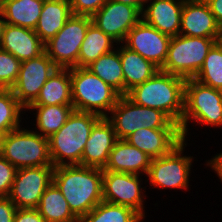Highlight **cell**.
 <instances>
[{
  "mask_svg": "<svg viewBox=\"0 0 222 222\" xmlns=\"http://www.w3.org/2000/svg\"><path fill=\"white\" fill-rule=\"evenodd\" d=\"M219 42H220L221 45H222V34H221V36L219 37Z\"/></svg>",
  "mask_w": 222,
  "mask_h": 222,
  "instance_id": "cell-43",
  "label": "cell"
},
{
  "mask_svg": "<svg viewBox=\"0 0 222 222\" xmlns=\"http://www.w3.org/2000/svg\"><path fill=\"white\" fill-rule=\"evenodd\" d=\"M72 104L70 68H57L31 105Z\"/></svg>",
  "mask_w": 222,
  "mask_h": 222,
  "instance_id": "cell-24",
  "label": "cell"
},
{
  "mask_svg": "<svg viewBox=\"0 0 222 222\" xmlns=\"http://www.w3.org/2000/svg\"><path fill=\"white\" fill-rule=\"evenodd\" d=\"M19 127L2 136L1 156L16 169L53 166L48 138L33 128Z\"/></svg>",
  "mask_w": 222,
  "mask_h": 222,
  "instance_id": "cell-6",
  "label": "cell"
},
{
  "mask_svg": "<svg viewBox=\"0 0 222 222\" xmlns=\"http://www.w3.org/2000/svg\"><path fill=\"white\" fill-rule=\"evenodd\" d=\"M113 1H117L126 5L136 7L142 13L146 0H113Z\"/></svg>",
  "mask_w": 222,
  "mask_h": 222,
  "instance_id": "cell-40",
  "label": "cell"
},
{
  "mask_svg": "<svg viewBox=\"0 0 222 222\" xmlns=\"http://www.w3.org/2000/svg\"><path fill=\"white\" fill-rule=\"evenodd\" d=\"M27 111H30V114L32 111L35 115V123H33V126H35L34 131L49 138L65 124L71 113L74 111V107L73 104L29 105L25 109V112Z\"/></svg>",
  "mask_w": 222,
  "mask_h": 222,
  "instance_id": "cell-25",
  "label": "cell"
},
{
  "mask_svg": "<svg viewBox=\"0 0 222 222\" xmlns=\"http://www.w3.org/2000/svg\"><path fill=\"white\" fill-rule=\"evenodd\" d=\"M25 108L19 103L11 89H0V135H6L24 123ZM22 123V124H21Z\"/></svg>",
  "mask_w": 222,
  "mask_h": 222,
  "instance_id": "cell-31",
  "label": "cell"
},
{
  "mask_svg": "<svg viewBox=\"0 0 222 222\" xmlns=\"http://www.w3.org/2000/svg\"><path fill=\"white\" fill-rule=\"evenodd\" d=\"M91 16L72 15L64 27L44 44L47 56L58 68L78 67V56Z\"/></svg>",
  "mask_w": 222,
  "mask_h": 222,
  "instance_id": "cell-10",
  "label": "cell"
},
{
  "mask_svg": "<svg viewBox=\"0 0 222 222\" xmlns=\"http://www.w3.org/2000/svg\"><path fill=\"white\" fill-rule=\"evenodd\" d=\"M5 24H6V22L4 20L3 13L0 9V42H1V39H2V34H3Z\"/></svg>",
  "mask_w": 222,
  "mask_h": 222,
  "instance_id": "cell-41",
  "label": "cell"
},
{
  "mask_svg": "<svg viewBox=\"0 0 222 222\" xmlns=\"http://www.w3.org/2000/svg\"><path fill=\"white\" fill-rule=\"evenodd\" d=\"M74 15L93 16L108 0H69Z\"/></svg>",
  "mask_w": 222,
  "mask_h": 222,
  "instance_id": "cell-35",
  "label": "cell"
},
{
  "mask_svg": "<svg viewBox=\"0 0 222 222\" xmlns=\"http://www.w3.org/2000/svg\"><path fill=\"white\" fill-rule=\"evenodd\" d=\"M179 34L190 37L212 38L218 42L222 34V28L204 0H185Z\"/></svg>",
  "mask_w": 222,
  "mask_h": 222,
  "instance_id": "cell-16",
  "label": "cell"
},
{
  "mask_svg": "<svg viewBox=\"0 0 222 222\" xmlns=\"http://www.w3.org/2000/svg\"><path fill=\"white\" fill-rule=\"evenodd\" d=\"M222 128V91L204 85L194 78L186 79L184 88V112L180 132L188 140L190 124Z\"/></svg>",
  "mask_w": 222,
  "mask_h": 222,
  "instance_id": "cell-4",
  "label": "cell"
},
{
  "mask_svg": "<svg viewBox=\"0 0 222 222\" xmlns=\"http://www.w3.org/2000/svg\"><path fill=\"white\" fill-rule=\"evenodd\" d=\"M117 140L113 125L106 117H101L92 127L85 144L81 166L104 169Z\"/></svg>",
  "mask_w": 222,
  "mask_h": 222,
  "instance_id": "cell-17",
  "label": "cell"
},
{
  "mask_svg": "<svg viewBox=\"0 0 222 222\" xmlns=\"http://www.w3.org/2000/svg\"><path fill=\"white\" fill-rule=\"evenodd\" d=\"M185 0H146L142 20L171 37L180 33L181 14Z\"/></svg>",
  "mask_w": 222,
  "mask_h": 222,
  "instance_id": "cell-18",
  "label": "cell"
},
{
  "mask_svg": "<svg viewBox=\"0 0 222 222\" xmlns=\"http://www.w3.org/2000/svg\"><path fill=\"white\" fill-rule=\"evenodd\" d=\"M70 76L72 104L76 111L106 117L121 96L88 68H70Z\"/></svg>",
  "mask_w": 222,
  "mask_h": 222,
  "instance_id": "cell-5",
  "label": "cell"
},
{
  "mask_svg": "<svg viewBox=\"0 0 222 222\" xmlns=\"http://www.w3.org/2000/svg\"><path fill=\"white\" fill-rule=\"evenodd\" d=\"M120 59L124 76V95L150 79L159 68L151 61L120 43Z\"/></svg>",
  "mask_w": 222,
  "mask_h": 222,
  "instance_id": "cell-23",
  "label": "cell"
},
{
  "mask_svg": "<svg viewBox=\"0 0 222 222\" xmlns=\"http://www.w3.org/2000/svg\"><path fill=\"white\" fill-rule=\"evenodd\" d=\"M0 48L21 62L38 57L45 51L44 43L34 30L11 24L4 26Z\"/></svg>",
  "mask_w": 222,
  "mask_h": 222,
  "instance_id": "cell-20",
  "label": "cell"
},
{
  "mask_svg": "<svg viewBox=\"0 0 222 222\" xmlns=\"http://www.w3.org/2000/svg\"><path fill=\"white\" fill-rule=\"evenodd\" d=\"M16 209L8 197H0V222H13Z\"/></svg>",
  "mask_w": 222,
  "mask_h": 222,
  "instance_id": "cell-37",
  "label": "cell"
},
{
  "mask_svg": "<svg viewBox=\"0 0 222 222\" xmlns=\"http://www.w3.org/2000/svg\"><path fill=\"white\" fill-rule=\"evenodd\" d=\"M211 11L215 16V19L219 26L222 28V0H204Z\"/></svg>",
  "mask_w": 222,
  "mask_h": 222,
  "instance_id": "cell-39",
  "label": "cell"
},
{
  "mask_svg": "<svg viewBox=\"0 0 222 222\" xmlns=\"http://www.w3.org/2000/svg\"><path fill=\"white\" fill-rule=\"evenodd\" d=\"M1 140H2V136L0 135V157H1Z\"/></svg>",
  "mask_w": 222,
  "mask_h": 222,
  "instance_id": "cell-42",
  "label": "cell"
},
{
  "mask_svg": "<svg viewBox=\"0 0 222 222\" xmlns=\"http://www.w3.org/2000/svg\"><path fill=\"white\" fill-rule=\"evenodd\" d=\"M125 140L155 159L168 154L183 138L180 129L141 128Z\"/></svg>",
  "mask_w": 222,
  "mask_h": 222,
  "instance_id": "cell-19",
  "label": "cell"
},
{
  "mask_svg": "<svg viewBox=\"0 0 222 222\" xmlns=\"http://www.w3.org/2000/svg\"><path fill=\"white\" fill-rule=\"evenodd\" d=\"M79 222H144V218L128 206L101 201Z\"/></svg>",
  "mask_w": 222,
  "mask_h": 222,
  "instance_id": "cell-30",
  "label": "cell"
},
{
  "mask_svg": "<svg viewBox=\"0 0 222 222\" xmlns=\"http://www.w3.org/2000/svg\"><path fill=\"white\" fill-rule=\"evenodd\" d=\"M101 118L92 112L74 110L65 124L48 138L54 167L81 165L82 153L92 127Z\"/></svg>",
  "mask_w": 222,
  "mask_h": 222,
  "instance_id": "cell-3",
  "label": "cell"
},
{
  "mask_svg": "<svg viewBox=\"0 0 222 222\" xmlns=\"http://www.w3.org/2000/svg\"><path fill=\"white\" fill-rule=\"evenodd\" d=\"M103 169L81 165L54 167L52 182L80 220L103 201Z\"/></svg>",
  "mask_w": 222,
  "mask_h": 222,
  "instance_id": "cell-1",
  "label": "cell"
},
{
  "mask_svg": "<svg viewBox=\"0 0 222 222\" xmlns=\"http://www.w3.org/2000/svg\"><path fill=\"white\" fill-rule=\"evenodd\" d=\"M13 222H46L37 208H19L16 209Z\"/></svg>",
  "mask_w": 222,
  "mask_h": 222,
  "instance_id": "cell-36",
  "label": "cell"
},
{
  "mask_svg": "<svg viewBox=\"0 0 222 222\" xmlns=\"http://www.w3.org/2000/svg\"><path fill=\"white\" fill-rule=\"evenodd\" d=\"M171 36L146 24L142 19L128 32L123 44L161 69L168 55Z\"/></svg>",
  "mask_w": 222,
  "mask_h": 222,
  "instance_id": "cell-14",
  "label": "cell"
},
{
  "mask_svg": "<svg viewBox=\"0 0 222 222\" xmlns=\"http://www.w3.org/2000/svg\"><path fill=\"white\" fill-rule=\"evenodd\" d=\"M72 15L69 0H44L34 31L45 44L64 27Z\"/></svg>",
  "mask_w": 222,
  "mask_h": 222,
  "instance_id": "cell-22",
  "label": "cell"
},
{
  "mask_svg": "<svg viewBox=\"0 0 222 222\" xmlns=\"http://www.w3.org/2000/svg\"><path fill=\"white\" fill-rule=\"evenodd\" d=\"M194 79L204 85L222 91V45L219 41L209 50L201 69Z\"/></svg>",
  "mask_w": 222,
  "mask_h": 222,
  "instance_id": "cell-32",
  "label": "cell"
},
{
  "mask_svg": "<svg viewBox=\"0 0 222 222\" xmlns=\"http://www.w3.org/2000/svg\"><path fill=\"white\" fill-rule=\"evenodd\" d=\"M189 146L182 140L168 154L151 159L146 175V182L151 187L163 189H189L191 169L195 160L193 156L184 154L185 147Z\"/></svg>",
  "mask_w": 222,
  "mask_h": 222,
  "instance_id": "cell-8",
  "label": "cell"
},
{
  "mask_svg": "<svg viewBox=\"0 0 222 222\" xmlns=\"http://www.w3.org/2000/svg\"><path fill=\"white\" fill-rule=\"evenodd\" d=\"M142 19L133 6L108 0L93 16L92 22L117 44L123 43L128 32Z\"/></svg>",
  "mask_w": 222,
  "mask_h": 222,
  "instance_id": "cell-15",
  "label": "cell"
},
{
  "mask_svg": "<svg viewBox=\"0 0 222 222\" xmlns=\"http://www.w3.org/2000/svg\"><path fill=\"white\" fill-rule=\"evenodd\" d=\"M151 158L126 140L118 139L109 155V160L103 171L124 172L135 175H146Z\"/></svg>",
  "mask_w": 222,
  "mask_h": 222,
  "instance_id": "cell-21",
  "label": "cell"
},
{
  "mask_svg": "<svg viewBox=\"0 0 222 222\" xmlns=\"http://www.w3.org/2000/svg\"><path fill=\"white\" fill-rule=\"evenodd\" d=\"M185 81L183 77L159 69L150 79L131 89L126 96L139 106L164 112L180 127L184 112Z\"/></svg>",
  "mask_w": 222,
  "mask_h": 222,
  "instance_id": "cell-2",
  "label": "cell"
},
{
  "mask_svg": "<svg viewBox=\"0 0 222 222\" xmlns=\"http://www.w3.org/2000/svg\"><path fill=\"white\" fill-rule=\"evenodd\" d=\"M141 177L124 172L103 171V201L128 206L145 219V198L148 196L145 193L146 186L142 187L144 184Z\"/></svg>",
  "mask_w": 222,
  "mask_h": 222,
  "instance_id": "cell-11",
  "label": "cell"
},
{
  "mask_svg": "<svg viewBox=\"0 0 222 222\" xmlns=\"http://www.w3.org/2000/svg\"><path fill=\"white\" fill-rule=\"evenodd\" d=\"M57 68L45 51L38 57L21 62L11 91L25 109L36 100L42 86Z\"/></svg>",
  "mask_w": 222,
  "mask_h": 222,
  "instance_id": "cell-13",
  "label": "cell"
},
{
  "mask_svg": "<svg viewBox=\"0 0 222 222\" xmlns=\"http://www.w3.org/2000/svg\"><path fill=\"white\" fill-rule=\"evenodd\" d=\"M44 4V0H0V9L6 24L34 30Z\"/></svg>",
  "mask_w": 222,
  "mask_h": 222,
  "instance_id": "cell-26",
  "label": "cell"
},
{
  "mask_svg": "<svg viewBox=\"0 0 222 222\" xmlns=\"http://www.w3.org/2000/svg\"><path fill=\"white\" fill-rule=\"evenodd\" d=\"M37 210L46 222H79L53 182L43 193Z\"/></svg>",
  "mask_w": 222,
  "mask_h": 222,
  "instance_id": "cell-28",
  "label": "cell"
},
{
  "mask_svg": "<svg viewBox=\"0 0 222 222\" xmlns=\"http://www.w3.org/2000/svg\"><path fill=\"white\" fill-rule=\"evenodd\" d=\"M116 47L117 42L92 22L80 47L78 67L87 68L100 56L112 52Z\"/></svg>",
  "mask_w": 222,
  "mask_h": 222,
  "instance_id": "cell-27",
  "label": "cell"
},
{
  "mask_svg": "<svg viewBox=\"0 0 222 222\" xmlns=\"http://www.w3.org/2000/svg\"><path fill=\"white\" fill-rule=\"evenodd\" d=\"M17 169L2 156L0 157V197L9 195Z\"/></svg>",
  "mask_w": 222,
  "mask_h": 222,
  "instance_id": "cell-34",
  "label": "cell"
},
{
  "mask_svg": "<svg viewBox=\"0 0 222 222\" xmlns=\"http://www.w3.org/2000/svg\"><path fill=\"white\" fill-rule=\"evenodd\" d=\"M106 118L113 125L117 139L125 140L141 128L180 129L164 112L135 104L126 95L120 96Z\"/></svg>",
  "mask_w": 222,
  "mask_h": 222,
  "instance_id": "cell-7",
  "label": "cell"
},
{
  "mask_svg": "<svg viewBox=\"0 0 222 222\" xmlns=\"http://www.w3.org/2000/svg\"><path fill=\"white\" fill-rule=\"evenodd\" d=\"M216 42L212 38L181 34L173 36L169 43L167 59L160 70L185 79L194 78Z\"/></svg>",
  "mask_w": 222,
  "mask_h": 222,
  "instance_id": "cell-9",
  "label": "cell"
},
{
  "mask_svg": "<svg viewBox=\"0 0 222 222\" xmlns=\"http://www.w3.org/2000/svg\"><path fill=\"white\" fill-rule=\"evenodd\" d=\"M206 166L210 167L211 170L214 171V173L218 176L220 179V183L222 182V152L219 154L217 153L216 155L212 156V158L209 160H206Z\"/></svg>",
  "mask_w": 222,
  "mask_h": 222,
  "instance_id": "cell-38",
  "label": "cell"
},
{
  "mask_svg": "<svg viewBox=\"0 0 222 222\" xmlns=\"http://www.w3.org/2000/svg\"><path fill=\"white\" fill-rule=\"evenodd\" d=\"M87 68L115 89L121 96L124 95V76L120 59V43L117 44V47L112 52L100 56Z\"/></svg>",
  "mask_w": 222,
  "mask_h": 222,
  "instance_id": "cell-29",
  "label": "cell"
},
{
  "mask_svg": "<svg viewBox=\"0 0 222 222\" xmlns=\"http://www.w3.org/2000/svg\"><path fill=\"white\" fill-rule=\"evenodd\" d=\"M54 166L19 168L11 186L10 201L19 208H37L47 187L52 183Z\"/></svg>",
  "mask_w": 222,
  "mask_h": 222,
  "instance_id": "cell-12",
  "label": "cell"
},
{
  "mask_svg": "<svg viewBox=\"0 0 222 222\" xmlns=\"http://www.w3.org/2000/svg\"><path fill=\"white\" fill-rule=\"evenodd\" d=\"M21 61L0 48V89H11L17 80Z\"/></svg>",
  "mask_w": 222,
  "mask_h": 222,
  "instance_id": "cell-33",
  "label": "cell"
}]
</instances>
